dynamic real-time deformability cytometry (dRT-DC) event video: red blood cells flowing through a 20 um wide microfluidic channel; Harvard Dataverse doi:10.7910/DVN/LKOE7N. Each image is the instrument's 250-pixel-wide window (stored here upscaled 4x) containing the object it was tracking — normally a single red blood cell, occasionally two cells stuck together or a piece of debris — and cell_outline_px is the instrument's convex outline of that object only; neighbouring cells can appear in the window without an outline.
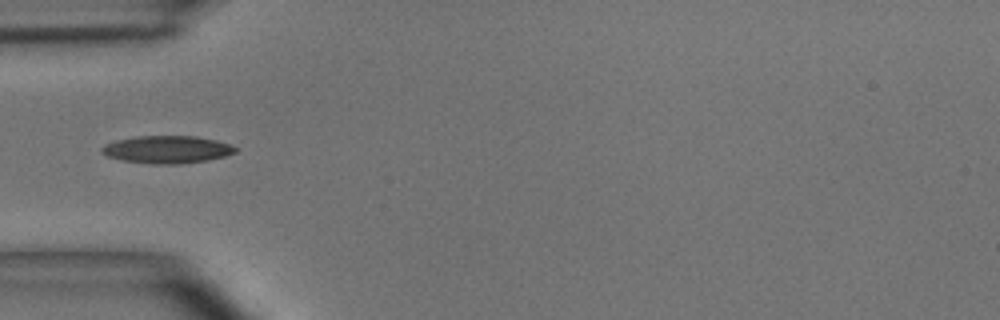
{"species": "common noctule bat (a hibernating species)", "species_latin": "Nyctalus noctula", "temperature_condition": "room temperature", "stored_images_in_passage": 2, "camera_frame_rate_fps": 3000, "um_per_image_px": 0.085, "animal": {"sex": "male", "body_mass_g": 15.6}, "frame": {"image": 1, "passage_image": 1, "time_ms": 0.0, "image_size_px": [1000, 320], "cell_outline_px": [[240, 148], [236, 152], [224, 156], [208, 160], [180, 164], [148, 164], [124, 160], [108, 156], [100, 152], [100, 148], [104, 144], [116, 140], [136, 136], [196, 136], [216, 140]], "centroid_in_image_um": [14.2, 12.71], "position_along_channel_um": 70.8, "area_um2": 21.56}}
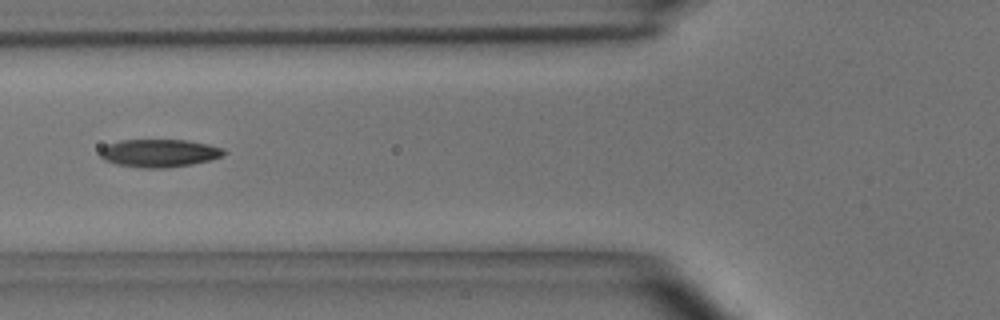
{"frame": {"image": 2, "passage_image": 2, "time_ms": 0.333, "image_size_px": [1000, 320], "cell_outline_px": [[228, 152], [224, 156], [192, 164], [168, 168], [140, 168], [116, 164], [104, 160], [100, 156], [100, 148], [108, 144], [120, 140], [188, 140], [208, 144], [224, 148]], "centroid_in_image_um": [13.55, 13.01], "position_along_channel_um": 112.3, "area_um2": 20.35}}